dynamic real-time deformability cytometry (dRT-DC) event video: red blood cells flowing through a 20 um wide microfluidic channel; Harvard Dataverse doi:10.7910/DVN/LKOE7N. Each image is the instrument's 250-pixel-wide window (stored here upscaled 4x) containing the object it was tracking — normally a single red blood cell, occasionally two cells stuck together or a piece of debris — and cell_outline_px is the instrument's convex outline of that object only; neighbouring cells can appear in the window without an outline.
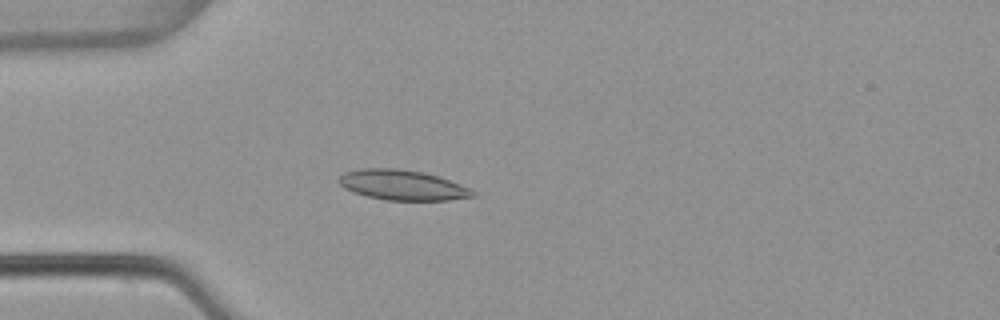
{"species": "common noctule bat (a hibernating species)", "species_latin": "Nyctalus noctula", "temperature_condition": "warm", "stored_images_in_passage": 4, "camera_frame_rate_fps": 3000, "um_per_image_px": 0.085, "animal": {"sex": "female", "body_mass_g": 22.7, "forearm_length_mm": 54.2}, "frame": {"image": 1, "passage_image": 4, "time_ms": 1.0, "image_size_px": [1000, 320], "cell_outline_px": [[476, 196], [448, 200], [384, 200], [352, 192], [344, 188], [336, 180], [344, 172], [360, 168], [400, 168], [424, 172], [440, 176], [460, 184], [476, 192]], "centroid_in_image_um": [34.19, 15.72], "position_along_channel_um": 50.8, "area_um2": 23.76}}